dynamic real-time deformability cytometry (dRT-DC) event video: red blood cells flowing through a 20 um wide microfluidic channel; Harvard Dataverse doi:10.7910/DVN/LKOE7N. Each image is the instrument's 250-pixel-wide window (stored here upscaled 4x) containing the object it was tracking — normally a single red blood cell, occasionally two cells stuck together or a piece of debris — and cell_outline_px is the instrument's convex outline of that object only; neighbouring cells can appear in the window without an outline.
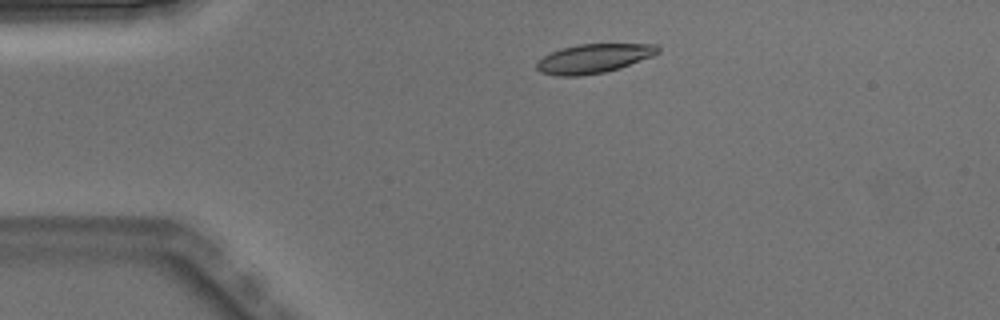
{"species": "Egyptian fruit bat (a non-hibernating species)", "species_latin": "Rousettus aegyptiacus", "temperature_condition": "warm", "stored_images_in_passage": 3, "camera_frame_rate_fps": 3000, "um_per_image_px": 0.085, "animal": {"sex": "male"}, "frame": {"image": 1, "passage_image": 2, "time_ms": 0.333, "image_size_px": [1000, 320], "cell_outline_px": [[660, 52], [652, 56], [620, 68], [604, 72], [580, 76], [560, 76], [540, 72], [536, 68], [536, 60], [560, 48], [580, 44], [656, 44], [660, 48]], "centroid_in_image_um": [50.45, 4.97], "position_along_channel_um": 34.6, "area_um2": 20.58}}